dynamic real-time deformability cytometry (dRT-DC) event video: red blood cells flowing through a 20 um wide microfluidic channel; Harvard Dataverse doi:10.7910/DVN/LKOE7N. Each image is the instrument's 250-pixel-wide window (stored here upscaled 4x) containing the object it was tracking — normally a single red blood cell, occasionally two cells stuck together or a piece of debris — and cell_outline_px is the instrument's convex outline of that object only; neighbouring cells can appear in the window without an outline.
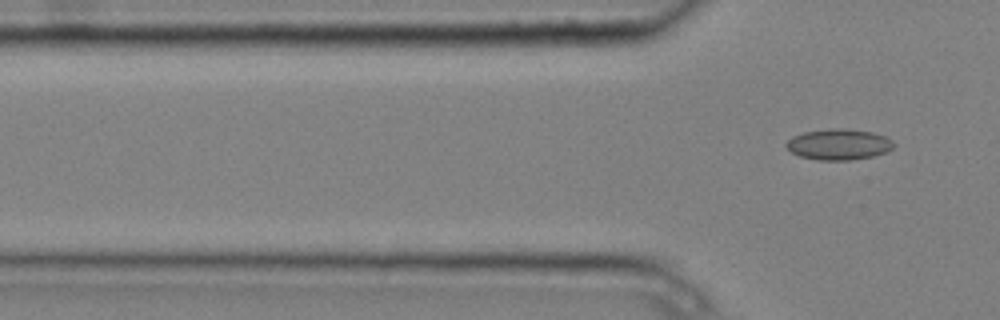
{"species": "common noctule bat (a hibernating species)", "species_latin": "Nyctalus noctula", "temperature_condition": "cold", "stored_images_in_passage": 4, "camera_frame_rate_fps": 3000, "um_per_image_px": 0.085, "animal": {"sex": "male", "body_mass_g": 20.4}, "frame": {"image": 1, "passage_image": 4, "time_ms": 1.0, "image_size_px": [1000, 320], "cell_outline_px": [[896, 144], [892, 148], [884, 152], [872, 156], [852, 160], [816, 160], [800, 156], [792, 152], [784, 144], [792, 136], [804, 132], [828, 128], [844, 128], [872, 132], [884, 136], [892, 140]], "centroid_in_image_um": [71.28, 12.26], "position_along_channel_um": 54.5, "area_um2": 19.36}}